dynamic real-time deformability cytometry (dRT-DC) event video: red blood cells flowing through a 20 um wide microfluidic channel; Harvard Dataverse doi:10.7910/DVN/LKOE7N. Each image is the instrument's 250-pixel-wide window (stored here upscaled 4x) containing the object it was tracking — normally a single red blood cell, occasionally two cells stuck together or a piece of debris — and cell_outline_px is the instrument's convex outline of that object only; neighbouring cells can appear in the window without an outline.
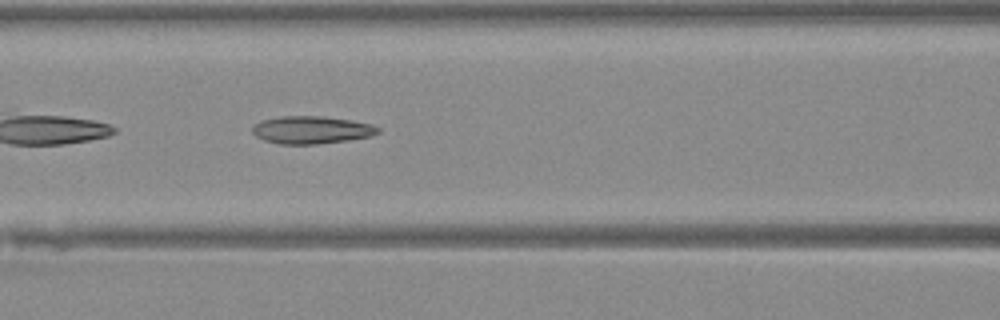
{"species": "Egyptian fruit bat (a non-hibernating species)", "species_latin": "Rousettus aegyptiacus", "temperature_condition": "warm", "stored_images_in_passage": 46, "camera_frame_rate_fps": 3000, "um_per_image_px": 0.085, "animal": {"sex": "female"}, "frame": {"image": 1, "passage_image": 20, "time_ms": 6.333, "image_size_px": [1000, 320], "cell_outline_px": [[380, 132], [372, 136], [348, 140], [316, 144], [280, 144], [264, 140], [256, 136], [252, 132], [252, 124], [260, 120], [280, 116], [324, 116], [352, 120], [372, 124], [380, 128]], "centroid_in_image_um": [26.47, 11.03], "position_along_channel_um": 140.1, "area_um2": 20.46}}